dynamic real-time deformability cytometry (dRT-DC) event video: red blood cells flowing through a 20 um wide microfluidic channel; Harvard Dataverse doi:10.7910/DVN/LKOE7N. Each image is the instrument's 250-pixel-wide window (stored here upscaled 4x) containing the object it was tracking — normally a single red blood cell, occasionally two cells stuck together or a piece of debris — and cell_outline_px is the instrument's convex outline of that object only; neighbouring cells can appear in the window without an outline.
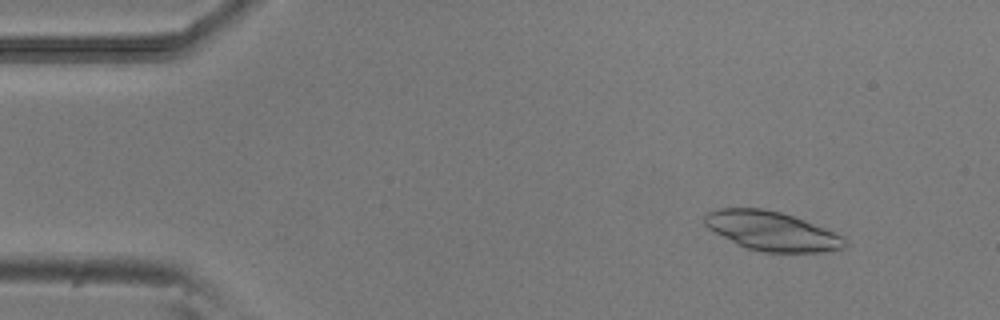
{"species": "common noctule bat (a hibernating species)", "species_latin": "Nyctalus noctula", "temperature_condition": "room temperature", "stored_images_in_passage": 52, "camera_frame_rate_fps": 3000, "um_per_image_px": 0.085, "animal": {"sex": "male", "body_mass_g": 20.5, "forearm_length_mm": 52.5}, "frame": {"image": 1, "passage_image": 6, "time_ms": 1.667, "image_size_px": [1000, 320], "cell_outline_px": [[848, 244], [844, 248], [824, 252], [764, 252], [748, 248], [736, 244], [708, 228], [704, 224], [704, 216], [708, 212], [716, 208], [760, 208], [780, 212], [804, 220], [844, 236], [848, 240]], "centroid_in_image_um": [65.62, 19.64], "position_along_channel_um": 19.4, "area_um2": 31.96}}